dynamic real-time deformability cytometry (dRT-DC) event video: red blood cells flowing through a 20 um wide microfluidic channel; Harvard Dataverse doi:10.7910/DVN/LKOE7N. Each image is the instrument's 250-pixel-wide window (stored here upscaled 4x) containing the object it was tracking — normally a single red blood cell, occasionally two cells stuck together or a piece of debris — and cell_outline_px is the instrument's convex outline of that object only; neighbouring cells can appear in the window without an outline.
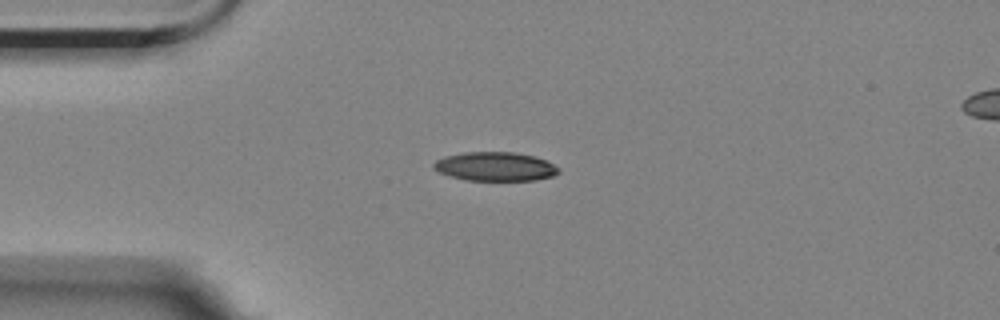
{"species": "Egyptian fruit bat (a non-hibernating species)", "species_latin": "Rousettus aegyptiacus", "temperature_condition": "room temperature", "stored_images_in_passage": 3, "camera_frame_rate_fps": 3000, "um_per_image_px": 0.085, "animal": {"sex": "female"}, "frame": {"image": 1, "passage_image": 1, "time_ms": 0.0, "image_size_px": [1000, 320], "cell_outline_px": [[560, 172], [552, 176], [536, 180], [464, 180], [448, 176], [432, 168], [432, 164], [436, 160], [444, 156], [464, 152], [516, 152], [536, 156], [560, 168]], "centroid_in_image_um": [42.07, 14.15], "position_along_channel_um": 42.9, "area_um2": 21.21}}
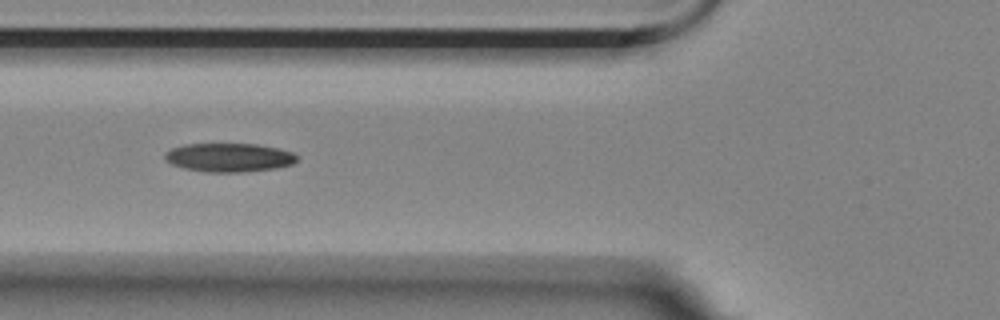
{"frame": {"image": 2, "passage_image": 3, "time_ms": 0.667, "image_size_px": [1000, 320], "cell_outline_px": [[300, 156], [292, 164], [276, 168], [244, 172], [204, 172], [184, 168], [172, 164], [164, 160], [164, 152], [172, 148], [184, 144], [256, 144], [276, 148], [292, 152]], "centroid_in_image_um": [19.44, 13.39], "position_along_channel_um": 106.4, "area_um2": 22.2}}